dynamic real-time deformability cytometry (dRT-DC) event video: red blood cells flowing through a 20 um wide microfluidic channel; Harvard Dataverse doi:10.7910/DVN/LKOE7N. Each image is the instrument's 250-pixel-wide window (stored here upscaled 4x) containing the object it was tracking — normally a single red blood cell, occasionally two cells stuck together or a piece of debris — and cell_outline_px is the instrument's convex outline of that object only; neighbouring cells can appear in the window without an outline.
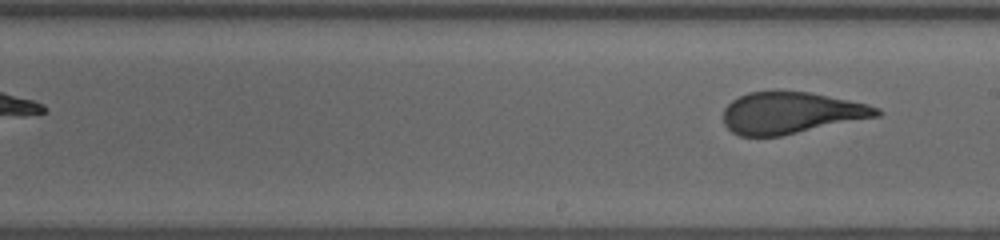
{"species": "human", "species_latin": "Homo sapiens", "temperature_condition": "warm", "stored_images_in_passage": 12, "segment_of_instrument_passage": [2, 2], "camera_frame_rate_fps": 3000, "um_per_image_px": 0.085, "donor": {"sex": "female"}, "frame": {"image": 1, "passage_image": 12, "time_ms": 3.667, "image_size_px": [1000, 240], "cell_outline_px": [[884, 112], [880, 116], [780, 136], [740, 136], [732, 132], [724, 124], [724, 108], [732, 100], [748, 92], [808, 92], [868, 104], [880, 108]], "centroid_in_image_um": [67.26, 9.61], "position_along_channel_um": 221.7, "area_um2": 36.93}}